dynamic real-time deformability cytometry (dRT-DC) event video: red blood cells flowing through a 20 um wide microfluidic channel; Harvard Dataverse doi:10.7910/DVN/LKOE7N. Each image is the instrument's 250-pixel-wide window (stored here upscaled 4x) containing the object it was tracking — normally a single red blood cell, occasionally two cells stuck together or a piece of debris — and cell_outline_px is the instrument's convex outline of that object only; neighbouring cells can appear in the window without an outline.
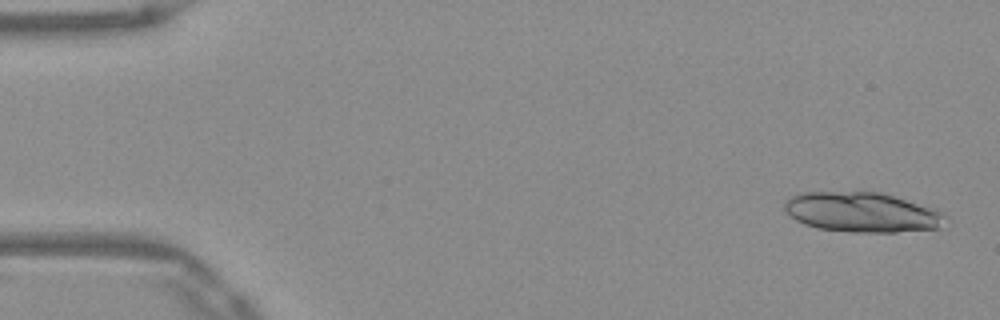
{"species": "Egyptian fruit bat (a non-hibernating species)", "species_latin": "Rousettus aegyptiacus", "temperature_condition": "warm", "stored_images_in_passage": 14, "camera_frame_rate_fps": 3000, "um_per_image_px": 0.085, "frame": {"image": 1, "passage_image": 2, "time_ms": 0.333, "image_size_px": [1000, 320], "cell_outline_px": [[948, 216], [940, 228], [896, 232], [852, 232], [820, 228], [804, 224], [796, 220], [784, 212], [784, 200], [788, 196], [800, 192], [880, 192], [936, 208], [944, 212]], "centroid_in_image_um": [73.27, 18.03], "position_along_channel_um": 11.7, "area_um2": 37.8}}